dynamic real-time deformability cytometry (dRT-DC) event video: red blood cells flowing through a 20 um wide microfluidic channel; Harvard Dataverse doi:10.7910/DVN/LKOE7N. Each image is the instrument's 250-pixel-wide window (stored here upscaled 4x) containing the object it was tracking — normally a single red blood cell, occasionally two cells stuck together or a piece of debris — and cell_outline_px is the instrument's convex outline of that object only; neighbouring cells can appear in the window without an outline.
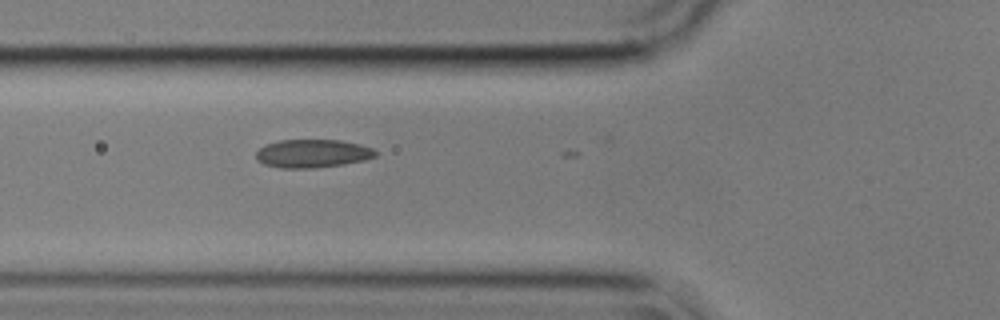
{"species": "common noctule bat (a hibernating species)", "species_latin": "Nyctalus noctula", "temperature_condition": "cold", "stored_images_in_passage": 12, "camera_frame_rate_fps": 3000, "um_per_image_px": 0.085, "animal": {"sex": "male", "body_mass_g": 17.9}, "frame": {"image": 1, "passage_image": 2, "time_ms": 0.333, "image_size_px": [1000, 320], "cell_outline_px": [[376, 156], [364, 160], [344, 164], [312, 168], [280, 168], [264, 164], [256, 160], [256, 152], [264, 144], [280, 140], [340, 140], [360, 144], [372, 148], [376, 152]], "centroid_in_image_um": [26.53, 13.04], "position_along_channel_um": 99.3, "area_um2": 19.71}}
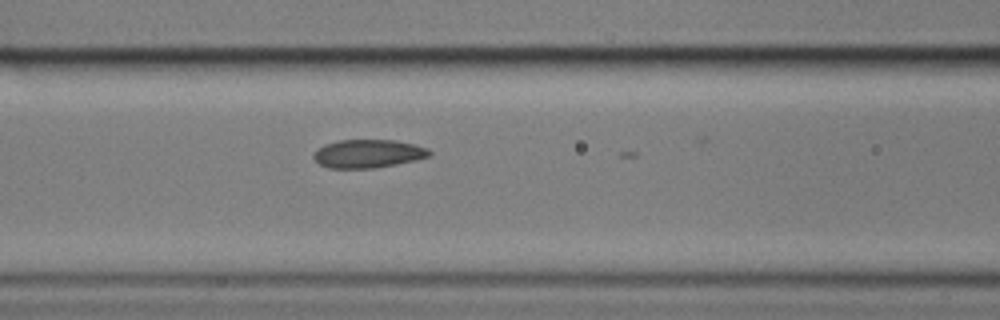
{"frame": {"image": 2, "passage_image": 5, "time_ms": 1.333, "image_size_px": [1000, 320], "cell_outline_px": [[432, 156], [416, 160], [376, 168], [328, 168], [320, 164], [312, 156], [324, 144], [340, 140], [396, 140], [428, 148], [432, 152]], "centroid_in_image_um": [31.33, 13.06], "position_along_channel_um": 135.3, "area_um2": 19.07}}
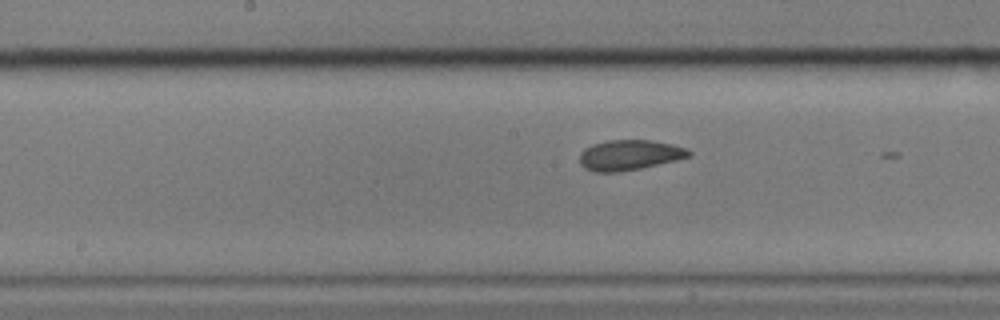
{"frame": {"image": 3, "passage_image": 10, "time_ms": 3.0, "image_size_px": [1000, 320], "cell_outline_px": [[692, 156], [676, 160], [640, 168], [620, 172], [592, 172], [584, 168], [580, 164], [580, 152], [584, 148], [592, 144], [608, 140], [652, 140], [672, 144], [688, 148], [692, 152]], "centroid_in_image_um": [53.5, 13.17], "position_along_channel_um": 194.7, "area_um2": 19.48}}